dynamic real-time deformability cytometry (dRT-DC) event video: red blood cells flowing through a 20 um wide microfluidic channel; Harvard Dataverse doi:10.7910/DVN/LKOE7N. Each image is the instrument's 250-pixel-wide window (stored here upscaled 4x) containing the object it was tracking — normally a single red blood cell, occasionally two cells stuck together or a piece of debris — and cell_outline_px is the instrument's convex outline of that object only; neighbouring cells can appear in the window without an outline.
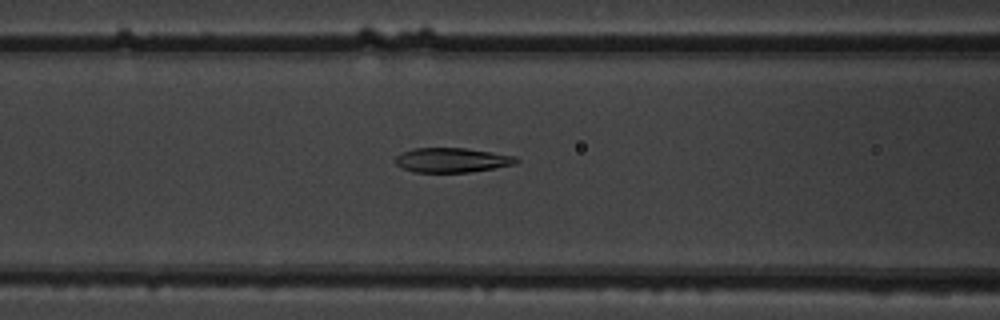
{"species": "common noctule bat (a hibernating species)", "species_latin": "Nyctalus noctula", "temperature_condition": "warm", "stored_images_in_passage": 52, "camera_frame_rate_fps": 3000, "um_per_image_px": 0.085, "animal": {"sex": "male", "body_mass_g": 19.5, "forearm_length_mm": 54.6}, "frame": {"image": 1, "passage_image": 22, "time_ms": 7.0, "image_size_px": [1000, 320], "cell_outline_px": [[520, 160], [516, 164], [468, 172], [412, 172], [400, 168], [396, 164], [396, 156], [412, 148], [464, 148], [516, 156]], "centroid_in_image_um": [38.4, 13.61], "position_along_channel_um": 128.2, "area_um2": 17.22}}
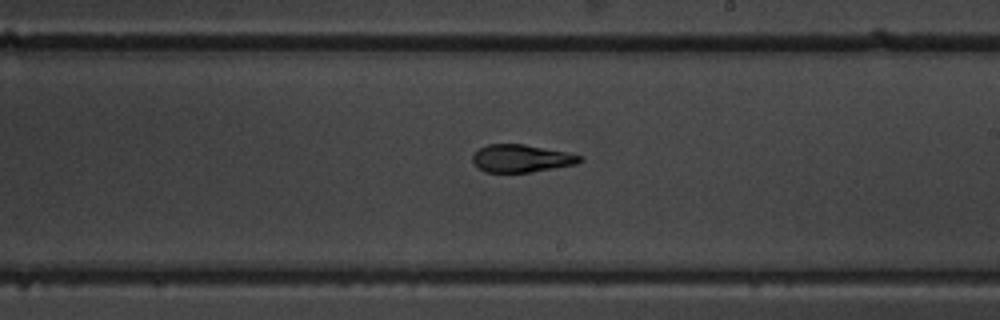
{"frame": {"image": 2, "passage_image": 31, "time_ms": 10.0, "image_size_px": [1000, 320], "cell_outline_px": [[584, 160], [576, 164], [532, 172], [484, 172], [476, 168], [472, 160], [472, 156], [480, 148], [488, 144], [524, 144], [564, 152], [580, 156]], "centroid_in_image_um": [44.26, 13.47], "position_along_channel_um": 244.7, "area_um2": 17.17}}
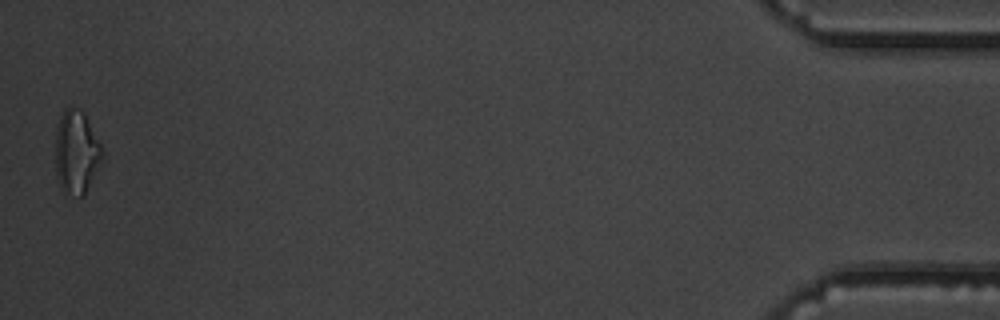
{"frame": {"image": 3, "passage_image": 52, "time_ms": 17.0, "image_size_px": [1000, 320], "cell_outline_px": [[104, 160], [84, 196], [80, 196], [60, 188], [56, 176], [56, 128], [60, 116], [64, 108], [80, 108], [84, 112], [104, 152]], "centroid_in_image_um": [6.52, 12.93], "position_along_channel_um": 428.7, "area_um2": 22.89}, "authors_computed_cell_mechanics": {"area_um2": 18.3515, "velocity_mm_per_s": 3.9001, "shape_relaxation_time_tau1_ms": 10.1346, "shape_relaxation_time_tau2_ms": 1.3248, "deformation_change_tau1": 0.2773, "deformation_change_tau2": 0.0704}}